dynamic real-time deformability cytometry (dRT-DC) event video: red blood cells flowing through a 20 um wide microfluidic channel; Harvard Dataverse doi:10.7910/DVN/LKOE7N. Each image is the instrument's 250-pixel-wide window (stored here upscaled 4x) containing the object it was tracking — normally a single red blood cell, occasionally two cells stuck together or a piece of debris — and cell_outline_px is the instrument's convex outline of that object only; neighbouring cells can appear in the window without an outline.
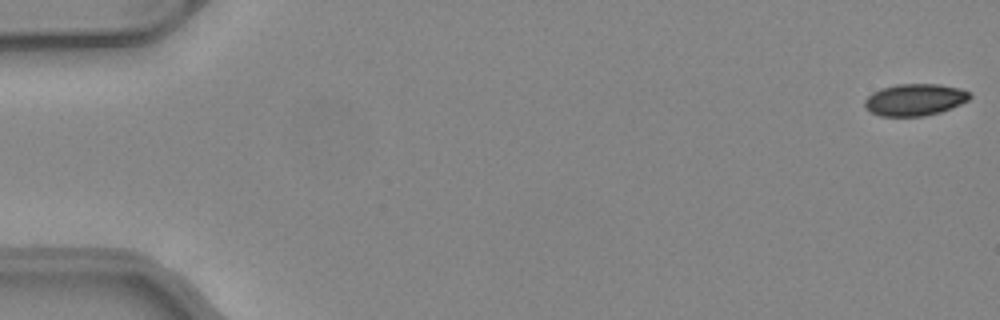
{"species": "common noctule bat (a hibernating species)", "species_latin": "Nyctalus noctula", "temperature_condition": "warm", "stored_images_in_passage": 50, "camera_frame_rate_fps": 3000, "um_per_image_px": 0.085, "animal": {"sex": "female", "body_mass_g": 24.6, "forearm_length_mm": 56.2}, "frame": {"image": 1, "passage_image": 1, "time_ms": 0.0, "image_size_px": [1000, 320], "cell_outline_px": [[972, 96], [968, 100], [952, 108], [940, 112], [924, 116], [880, 116], [872, 112], [864, 104], [864, 100], [872, 92], [880, 88], [896, 84], [940, 84], [960, 88], [972, 92]], "centroid_in_image_um": [77.79, 8.46], "position_along_channel_um": 7.2, "area_um2": 19.65}}
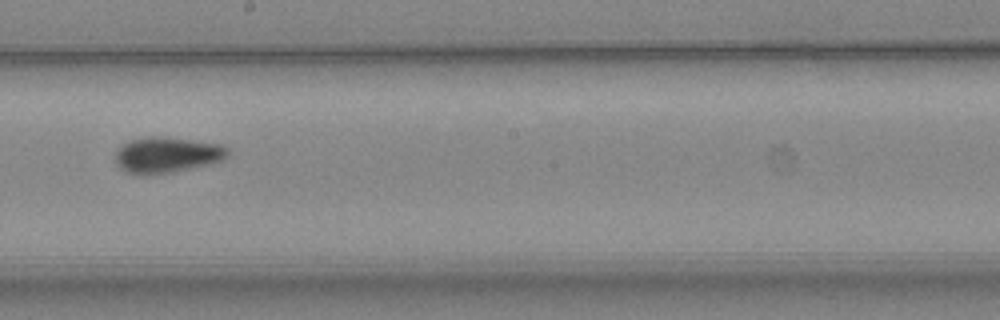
{"frame": {"image": 2, "passage_image": 29, "time_ms": 9.333, "image_size_px": [1000, 320], "cell_outline_px": [[228, 156], [224, 160], [212, 164], [172, 172], [144, 176], [140, 176], [128, 172], [120, 168], [116, 164], [116, 152], [128, 140], [148, 136], [160, 136], [192, 140], [220, 144], [228, 148]], "centroid_in_image_um": [14.2, 13.18], "position_along_channel_um": 234.0, "area_um2": 23.7}}
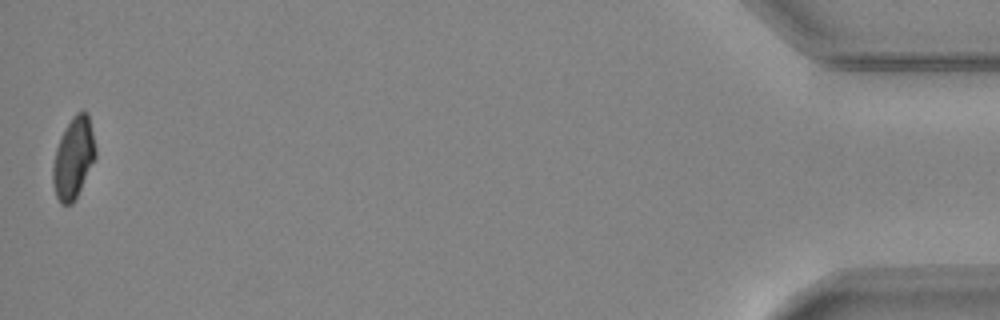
{"frame": {"image": 3, "passage_image": 50, "time_ms": 16.333, "image_size_px": [1000, 320], "cell_outline_px": [[96, 156], [72, 204], [60, 204], [56, 196], [52, 180], [52, 168], [56, 148], [60, 136], [72, 116], [76, 112], [88, 112], [96, 148]], "centroid_in_image_um": [6.23, 13.4], "position_along_channel_um": 429.0, "area_um2": 20.0}, "authors_computed_cell_mechanics": {"area_um2": 21.4149, "velocity_mm_per_s": 4.1423, "shape_relaxation_time_tau1_ms": null, "shape_relaxation_time_tau2_ms": 2.9207, "deformation_change_tau1": null, "deformation_change_tau2": 0.0625}}